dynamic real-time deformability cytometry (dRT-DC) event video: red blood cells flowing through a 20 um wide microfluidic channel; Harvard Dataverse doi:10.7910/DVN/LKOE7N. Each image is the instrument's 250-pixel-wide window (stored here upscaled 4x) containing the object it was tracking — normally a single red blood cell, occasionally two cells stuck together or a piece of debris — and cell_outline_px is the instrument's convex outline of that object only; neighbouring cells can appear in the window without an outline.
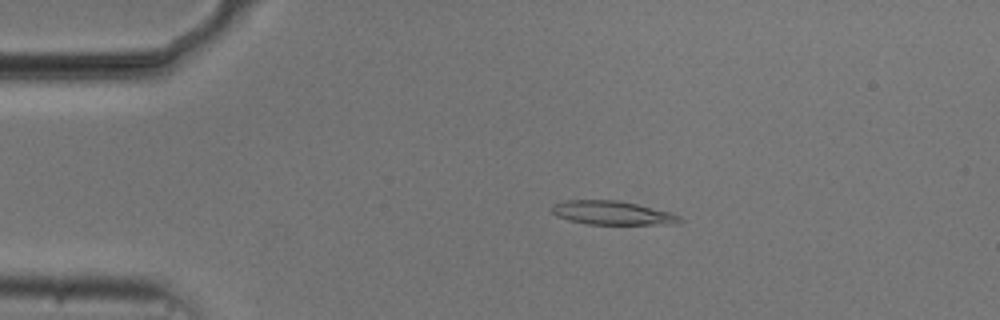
{"species": "common noctule bat (a hibernating species)", "species_latin": "Nyctalus noctula", "temperature_condition": "cold", "stored_images_in_passage": 54, "camera_frame_rate_fps": 3000, "um_per_image_px": 0.085, "animal": {"sex": "male", "body_mass_g": 20.5, "forearm_length_mm": 52.5}, "frame": {"image": 1, "passage_image": 11, "time_ms": 3.333, "image_size_px": [1000, 320], "cell_outline_px": [[684, 220], [676, 224], [588, 224], [568, 220], [556, 216], [552, 212], [552, 208], [556, 204], [568, 200], [616, 200], [636, 204], [672, 212], [680, 216]], "centroid_in_image_um": [52.09, 18.1], "position_along_channel_um": 32.9, "area_um2": 17.63}}
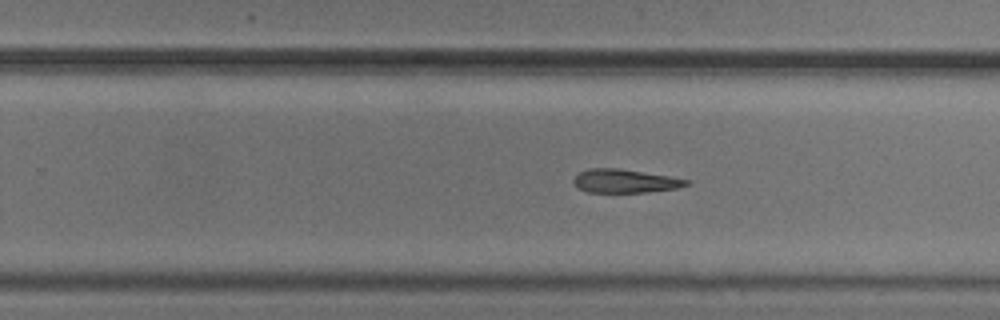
{"frame": {"image": 2, "passage_image": 34, "time_ms": 11.0, "image_size_px": [1000, 320], "cell_outline_px": [[692, 184], [676, 188], [648, 192], [588, 192], [580, 188], [572, 180], [580, 172], [588, 168], [620, 168], [668, 176], [688, 180]], "centroid_in_image_um": [53.13, 15.38], "position_along_channel_um": 276.7, "area_um2": 15.32}}
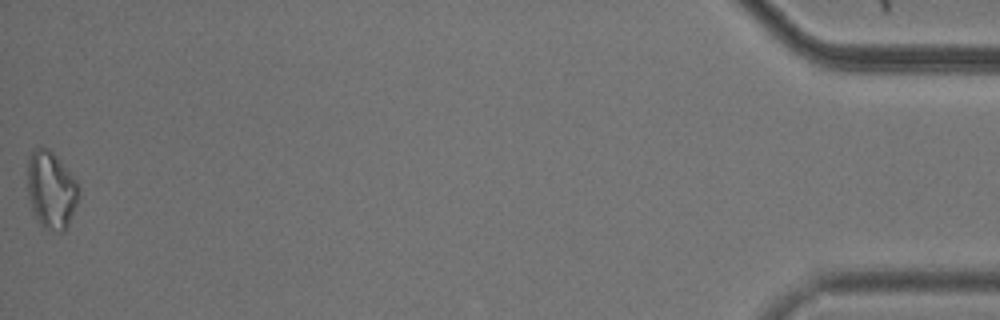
{"frame": {"image": 3, "passage_image": 54, "time_ms": 17.667, "image_size_px": [1000, 320], "cell_outline_px": [[80, 192], [76, 204], [68, 224], [64, 232], [56, 232], [44, 228], [40, 224], [32, 212], [28, 196], [28, 160], [32, 152], [36, 148], [48, 148], [60, 160], [76, 180]], "centroid_in_image_um": [4.35, 16.17], "position_along_channel_um": 430.9, "area_um2": 23.0}, "authors_computed_cell_mechanics": {"area_um2": 17.1955, "velocity_mm_per_s": 3.7446, "shape_relaxation_time_tau1_ms": 3.5718, "shape_relaxation_time_tau2_ms": null, "deformation_change_tau1": 0.1312, "deformation_change_tau2": null}}